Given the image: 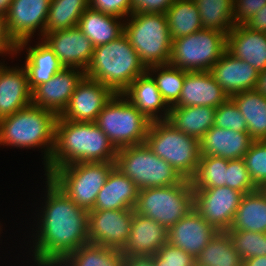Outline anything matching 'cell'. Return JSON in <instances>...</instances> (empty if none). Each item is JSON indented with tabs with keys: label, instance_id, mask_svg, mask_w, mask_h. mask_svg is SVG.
<instances>
[{
	"label": "cell",
	"instance_id": "6da1fadb",
	"mask_svg": "<svg viewBox=\"0 0 266 266\" xmlns=\"http://www.w3.org/2000/svg\"><path fill=\"white\" fill-rule=\"evenodd\" d=\"M46 178V203L33 245V259L38 266H57L69 254L89 243V211L77 206Z\"/></svg>",
	"mask_w": 266,
	"mask_h": 266
},
{
	"label": "cell",
	"instance_id": "7a4b0ae2",
	"mask_svg": "<svg viewBox=\"0 0 266 266\" xmlns=\"http://www.w3.org/2000/svg\"><path fill=\"white\" fill-rule=\"evenodd\" d=\"M117 151L95 122H74L58 116L54 148L45 165V175L76 162H115Z\"/></svg>",
	"mask_w": 266,
	"mask_h": 266
},
{
	"label": "cell",
	"instance_id": "3957f363",
	"mask_svg": "<svg viewBox=\"0 0 266 266\" xmlns=\"http://www.w3.org/2000/svg\"><path fill=\"white\" fill-rule=\"evenodd\" d=\"M146 72V66L123 33L117 39L94 48L85 76L109 87L115 94H122Z\"/></svg>",
	"mask_w": 266,
	"mask_h": 266
},
{
	"label": "cell",
	"instance_id": "277c9868",
	"mask_svg": "<svg viewBox=\"0 0 266 266\" xmlns=\"http://www.w3.org/2000/svg\"><path fill=\"white\" fill-rule=\"evenodd\" d=\"M57 119L56 113L31 104L0 120V145L17 148L46 147V165L54 148Z\"/></svg>",
	"mask_w": 266,
	"mask_h": 266
},
{
	"label": "cell",
	"instance_id": "5b68a950",
	"mask_svg": "<svg viewBox=\"0 0 266 266\" xmlns=\"http://www.w3.org/2000/svg\"><path fill=\"white\" fill-rule=\"evenodd\" d=\"M145 143L184 179L193 178L201 157L197 138L177 130L167 120H159L151 122Z\"/></svg>",
	"mask_w": 266,
	"mask_h": 266
},
{
	"label": "cell",
	"instance_id": "8992f818",
	"mask_svg": "<svg viewBox=\"0 0 266 266\" xmlns=\"http://www.w3.org/2000/svg\"><path fill=\"white\" fill-rule=\"evenodd\" d=\"M129 17L124 34L146 68L169 64L172 39L165 14L133 13Z\"/></svg>",
	"mask_w": 266,
	"mask_h": 266
},
{
	"label": "cell",
	"instance_id": "52a82bcc",
	"mask_svg": "<svg viewBox=\"0 0 266 266\" xmlns=\"http://www.w3.org/2000/svg\"><path fill=\"white\" fill-rule=\"evenodd\" d=\"M115 162H76L53 169L47 177L77 206L92 210Z\"/></svg>",
	"mask_w": 266,
	"mask_h": 266
},
{
	"label": "cell",
	"instance_id": "ba28073f",
	"mask_svg": "<svg viewBox=\"0 0 266 266\" xmlns=\"http://www.w3.org/2000/svg\"><path fill=\"white\" fill-rule=\"evenodd\" d=\"M95 123L118 150L144 144L151 121L122 94H115Z\"/></svg>",
	"mask_w": 266,
	"mask_h": 266
},
{
	"label": "cell",
	"instance_id": "9c48e42d",
	"mask_svg": "<svg viewBox=\"0 0 266 266\" xmlns=\"http://www.w3.org/2000/svg\"><path fill=\"white\" fill-rule=\"evenodd\" d=\"M194 189L190 180L180 184L139 190L134 212L169 230L193 209Z\"/></svg>",
	"mask_w": 266,
	"mask_h": 266
},
{
	"label": "cell",
	"instance_id": "30bf717a",
	"mask_svg": "<svg viewBox=\"0 0 266 266\" xmlns=\"http://www.w3.org/2000/svg\"><path fill=\"white\" fill-rule=\"evenodd\" d=\"M115 167L134 181L138 189L180 184L184 178L146 143L120 148Z\"/></svg>",
	"mask_w": 266,
	"mask_h": 266
},
{
	"label": "cell",
	"instance_id": "8fae6325",
	"mask_svg": "<svg viewBox=\"0 0 266 266\" xmlns=\"http://www.w3.org/2000/svg\"><path fill=\"white\" fill-rule=\"evenodd\" d=\"M227 34L203 28L172 40L169 64L188 72L209 71L226 51Z\"/></svg>",
	"mask_w": 266,
	"mask_h": 266
},
{
	"label": "cell",
	"instance_id": "7c38bea8",
	"mask_svg": "<svg viewBox=\"0 0 266 266\" xmlns=\"http://www.w3.org/2000/svg\"><path fill=\"white\" fill-rule=\"evenodd\" d=\"M193 189V209L217 231H227L243 194L226 185Z\"/></svg>",
	"mask_w": 266,
	"mask_h": 266
},
{
	"label": "cell",
	"instance_id": "4fadbf2b",
	"mask_svg": "<svg viewBox=\"0 0 266 266\" xmlns=\"http://www.w3.org/2000/svg\"><path fill=\"white\" fill-rule=\"evenodd\" d=\"M51 0H13L5 15L7 31L17 44L15 54L20 53L30 42L31 37L40 29L41 36L48 18Z\"/></svg>",
	"mask_w": 266,
	"mask_h": 266
},
{
	"label": "cell",
	"instance_id": "5bb4252c",
	"mask_svg": "<svg viewBox=\"0 0 266 266\" xmlns=\"http://www.w3.org/2000/svg\"><path fill=\"white\" fill-rule=\"evenodd\" d=\"M134 209L89 210V243L122 251L131 230Z\"/></svg>",
	"mask_w": 266,
	"mask_h": 266
},
{
	"label": "cell",
	"instance_id": "9a60e30c",
	"mask_svg": "<svg viewBox=\"0 0 266 266\" xmlns=\"http://www.w3.org/2000/svg\"><path fill=\"white\" fill-rule=\"evenodd\" d=\"M114 95L109 87L84 76L60 117L74 122H95L98 114Z\"/></svg>",
	"mask_w": 266,
	"mask_h": 266
},
{
	"label": "cell",
	"instance_id": "2e32d148",
	"mask_svg": "<svg viewBox=\"0 0 266 266\" xmlns=\"http://www.w3.org/2000/svg\"><path fill=\"white\" fill-rule=\"evenodd\" d=\"M43 37L41 39L65 68H78L85 72L95 47L78 27L55 31Z\"/></svg>",
	"mask_w": 266,
	"mask_h": 266
},
{
	"label": "cell",
	"instance_id": "e0dca14e",
	"mask_svg": "<svg viewBox=\"0 0 266 266\" xmlns=\"http://www.w3.org/2000/svg\"><path fill=\"white\" fill-rule=\"evenodd\" d=\"M78 68H63L48 82L32 91V105L50 110L58 116L66 109L76 86L85 76Z\"/></svg>",
	"mask_w": 266,
	"mask_h": 266
},
{
	"label": "cell",
	"instance_id": "ac0fdd59",
	"mask_svg": "<svg viewBox=\"0 0 266 266\" xmlns=\"http://www.w3.org/2000/svg\"><path fill=\"white\" fill-rule=\"evenodd\" d=\"M217 84L231 97L242 91L254 90L259 72L227 50L209 70Z\"/></svg>",
	"mask_w": 266,
	"mask_h": 266
},
{
	"label": "cell",
	"instance_id": "d6986e66",
	"mask_svg": "<svg viewBox=\"0 0 266 266\" xmlns=\"http://www.w3.org/2000/svg\"><path fill=\"white\" fill-rule=\"evenodd\" d=\"M217 232L192 209L168 230V242L196 258Z\"/></svg>",
	"mask_w": 266,
	"mask_h": 266
},
{
	"label": "cell",
	"instance_id": "ffe728a7",
	"mask_svg": "<svg viewBox=\"0 0 266 266\" xmlns=\"http://www.w3.org/2000/svg\"><path fill=\"white\" fill-rule=\"evenodd\" d=\"M167 242L168 230L163 225L134 212L129 237L121 252L124 257L152 256Z\"/></svg>",
	"mask_w": 266,
	"mask_h": 266
},
{
	"label": "cell",
	"instance_id": "44dd1931",
	"mask_svg": "<svg viewBox=\"0 0 266 266\" xmlns=\"http://www.w3.org/2000/svg\"><path fill=\"white\" fill-rule=\"evenodd\" d=\"M229 96L209 71L187 72L179 101L172 107L211 106L217 108Z\"/></svg>",
	"mask_w": 266,
	"mask_h": 266
},
{
	"label": "cell",
	"instance_id": "7402d4cb",
	"mask_svg": "<svg viewBox=\"0 0 266 266\" xmlns=\"http://www.w3.org/2000/svg\"><path fill=\"white\" fill-rule=\"evenodd\" d=\"M32 104V91L29 87L24 67L10 68L0 64V120Z\"/></svg>",
	"mask_w": 266,
	"mask_h": 266
},
{
	"label": "cell",
	"instance_id": "603a6c76",
	"mask_svg": "<svg viewBox=\"0 0 266 266\" xmlns=\"http://www.w3.org/2000/svg\"><path fill=\"white\" fill-rule=\"evenodd\" d=\"M226 50L258 72L266 69V33L235 25L227 34Z\"/></svg>",
	"mask_w": 266,
	"mask_h": 266
},
{
	"label": "cell",
	"instance_id": "cb8c5ba5",
	"mask_svg": "<svg viewBox=\"0 0 266 266\" xmlns=\"http://www.w3.org/2000/svg\"><path fill=\"white\" fill-rule=\"evenodd\" d=\"M253 141L248 132L212 126L199 140L200 154L201 156H217L228 160L240 159L247 153Z\"/></svg>",
	"mask_w": 266,
	"mask_h": 266
},
{
	"label": "cell",
	"instance_id": "d4e9b609",
	"mask_svg": "<svg viewBox=\"0 0 266 266\" xmlns=\"http://www.w3.org/2000/svg\"><path fill=\"white\" fill-rule=\"evenodd\" d=\"M138 193L134 181L114 167L99 191L92 210L134 209Z\"/></svg>",
	"mask_w": 266,
	"mask_h": 266
},
{
	"label": "cell",
	"instance_id": "484cf974",
	"mask_svg": "<svg viewBox=\"0 0 266 266\" xmlns=\"http://www.w3.org/2000/svg\"><path fill=\"white\" fill-rule=\"evenodd\" d=\"M122 95L151 122L167 120L170 107L163 100L155 81L147 72L137 77ZM160 110L164 111V116L158 115V112L161 113Z\"/></svg>",
	"mask_w": 266,
	"mask_h": 266
},
{
	"label": "cell",
	"instance_id": "4316f807",
	"mask_svg": "<svg viewBox=\"0 0 266 266\" xmlns=\"http://www.w3.org/2000/svg\"><path fill=\"white\" fill-rule=\"evenodd\" d=\"M266 233V189L244 194L227 231Z\"/></svg>",
	"mask_w": 266,
	"mask_h": 266
},
{
	"label": "cell",
	"instance_id": "83f0119b",
	"mask_svg": "<svg viewBox=\"0 0 266 266\" xmlns=\"http://www.w3.org/2000/svg\"><path fill=\"white\" fill-rule=\"evenodd\" d=\"M216 108L211 106L170 107L167 121L177 130L200 140L214 126Z\"/></svg>",
	"mask_w": 266,
	"mask_h": 266
},
{
	"label": "cell",
	"instance_id": "f1b7e54d",
	"mask_svg": "<svg viewBox=\"0 0 266 266\" xmlns=\"http://www.w3.org/2000/svg\"><path fill=\"white\" fill-rule=\"evenodd\" d=\"M28 77L30 90L48 82L64 66L55 53L42 40L34 47L27 48V57L23 66Z\"/></svg>",
	"mask_w": 266,
	"mask_h": 266
},
{
	"label": "cell",
	"instance_id": "f546056e",
	"mask_svg": "<svg viewBox=\"0 0 266 266\" xmlns=\"http://www.w3.org/2000/svg\"><path fill=\"white\" fill-rule=\"evenodd\" d=\"M120 19L88 8L80 17L77 27L94 47H97L117 39L124 33V23H121Z\"/></svg>",
	"mask_w": 266,
	"mask_h": 266
},
{
	"label": "cell",
	"instance_id": "4dcf8cb0",
	"mask_svg": "<svg viewBox=\"0 0 266 266\" xmlns=\"http://www.w3.org/2000/svg\"><path fill=\"white\" fill-rule=\"evenodd\" d=\"M247 122V132L254 141L266 140V96L254 90L230 97Z\"/></svg>",
	"mask_w": 266,
	"mask_h": 266
},
{
	"label": "cell",
	"instance_id": "1f68e13d",
	"mask_svg": "<svg viewBox=\"0 0 266 266\" xmlns=\"http://www.w3.org/2000/svg\"><path fill=\"white\" fill-rule=\"evenodd\" d=\"M165 16L172 40L203 29L201 16L194 0H175Z\"/></svg>",
	"mask_w": 266,
	"mask_h": 266
},
{
	"label": "cell",
	"instance_id": "d6a6232c",
	"mask_svg": "<svg viewBox=\"0 0 266 266\" xmlns=\"http://www.w3.org/2000/svg\"><path fill=\"white\" fill-rule=\"evenodd\" d=\"M195 260L196 266H243L226 231H218Z\"/></svg>",
	"mask_w": 266,
	"mask_h": 266
},
{
	"label": "cell",
	"instance_id": "836d02e7",
	"mask_svg": "<svg viewBox=\"0 0 266 266\" xmlns=\"http://www.w3.org/2000/svg\"><path fill=\"white\" fill-rule=\"evenodd\" d=\"M89 0H51L44 35L78 26Z\"/></svg>",
	"mask_w": 266,
	"mask_h": 266
},
{
	"label": "cell",
	"instance_id": "e575fe53",
	"mask_svg": "<svg viewBox=\"0 0 266 266\" xmlns=\"http://www.w3.org/2000/svg\"><path fill=\"white\" fill-rule=\"evenodd\" d=\"M121 251L94 244H86L69 254L57 266H123Z\"/></svg>",
	"mask_w": 266,
	"mask_h": 266
},
{
	"label": "cell",
	"instance_id": "d590c367",
	"mask_svg": "<svg viewBox=\"0 0 266 266\" xmlns=\"http://www.w3.org/2000/svg\"><path fill=\"white\" fill-rule=\"evenodd\" d=\"M199 10L202 27L228 34L235 26L233 0H194Z\"/></svg>",
	"mask_w": 266,
	"mask_h": 266
},
{
	"label": "cell",
	"instance_id": "8d00e7d4",
	"mask_svg": "<svg viewBox=\"0 0 266 266\" xmlns=\"http://www.w3.org/2000/svg\"><path fill=\"white\" fill-rule=\"evenodd\" d=\"M156 72L158 74H155ZM187 72L188 71L173 67L170 64L155 65L147 68V73L155 81L158 90L161 92L163 100L169 107L174 106L179 101L181 89ZM150 73H154L156 77Z\"/></svg>",
	"mask_w": 266,
	"mask_h": 266
},
{
	"label": "cell",
	"instance_id": "74e56055",
	"mask_svg": "<svg viewBox=\"0 0 266 266\" xmlns=\"http://www.w3.org/2000/svg\"><path fill=\"white\" fill-rule=\"evenodd\" d=\"M227 159L201 156L198 169L190 180L193 188H212L226 185Z\"/></svg>",
	"mask_w": 266,
	"mask_h": 266
},
{
	"label": "cell",
	"instance_id": "f35d334b",
	"mask_svg": "<svg viewBox=\"0 0 266 266\" xmlns=\"http://www.w3.org/2000/svg\"><path fill=\"white\" fill-rule=\"evenodd\" d=\"M232 245L242 260L251 257L266 256V233L251 231H226Z\"/></svg>",
	"mask_w": 266,
	"mask_h": 266
},
{
	"label": "cell",
	"instance_id": "ab89813d",
	"mask_svg": "<svg viewBox=\"0 0 266 266\" xmlns=\"http://www.w3.org/2000/svg\"><path fill=\"white\" fill-rule=\"evenodd\" d=\"M243 159L254 185L266 189V140L253 141Z\"/></svg>",
	"mask_w": 266,
	"mask_h": 266
},
{
	"label": "cell",
	"instance_id": "60d3db41",
	"mask_svg": "<svg viewBox=\"0 0 266 266\" xmlns=\"http://www.w3.org/2000/svg\"><path fill=\"white\" fill-rule=\"evenodd\" d=\"M226 186L241 192L243 195L258 189L249 176L243 158L227 159Z\"/></svg>",
	"mask_w": 266,
	"mask_h": 266
},
{
	"label": "cell",
	"instance_id": "b9f144b4",
	"mask_svg": "<svg viewBox=\"0 0 266 266\" xmlns=\"http://www.w3.org/2000/svg\"><path fill=\"white\" fill-rule=\"evenodd\" d=\"M214 126L247 132L246 119L230 97L216 108Z\"/></svg>",
	"mask_w": 266,
	"mask_h": 266
},
{
	"label": "cell",
	"instance_id": "7bdbcfd3",
	"mask_svg": "<svg viewBox=\"0 0 266 266\" xmlns=\"http://www.w3.org/2000/svg\"><path fill=\"white\" fill-rule=\"evenodd\" d=\"M155 266H195L196 260L179 247L167 242L154 255Z\"/></svg>",
	"mask_w": 266,
	"mask_h": 266
},
{
	"label": "cell",
	"instance_id": "ee69618b",
	"mask_svg": "<svg viewBox=\"0 0 266 266\" xmlns=\"http://www.w3.org/2000/svg\"><path fill=\"white\" fill-rule=\"evenodd\" d=\"M89 8L95 11L116 16L128 17L132 14L131 0H89Z\"/></svg>",
	"mask_w": 266,
	"mask_h": 266
},
{
	"label": "cell",
	"instance_id": "f6af8a7d",
	"mask_svg": "<svg viewBox=\"0 0 266 266\" xmlns=\"http://www.w3.org/2000/svg\"><path fill=\"white\" fill-rule=\"evenodd\" d=\"M235 25H243L248 22L259 9L266 5V0H233Z\"/></svg>",
	"mask_w": 266,
	"mask_h": 266
},
{
	"label": "cell",
	"instance_id": "bcb514c9",
	"mask_svg": "<svg viewBox=\"0 0 266 266\" xmlns=\"http://www.w3.org/2000/svg\"><path fill=\"white\" fill-rule=\"evenodd\" d=\"M175 0H131L133 13L165 14Z\"/></svg>",
	"mask_w": 266,
	"mask_h": 266
},
{
	"label": "cell",
	"instance_id": "7dc6e473",
	"mask_svg": "<svg viewBox=\"0 0 266 266\" xmlns=\"http://www.w3.org/2000/svg\"><path fill=\"white\" fill-rule=\"evenodd\" d=\"M17 44L11 39L7 27L5 16L0 14V54H15Z\"/></svg>",
	"mask_w": 266,
	"mask_h": 266
},
{
	"label": "cell",
	"instance_id": "c3c4849f",
	"mask_svg": "<svg viewBox=\"0 0 266 266\" xmlns=\"http://www.w3.org/2000/svg\"><path fill=\"white\" fill-rule=\"evenodd\" d=\"M245 25L251 30L266 33V5L259 9V12H256Z\"/></svg>",
	"mask_w": 266,
	"mask_h": 266
},
{
	"label": "cell",
	"instance_id": "681fc988",
	"mask_svg": "<svg viewBox=\"0 0 266 266\" xmlns=\"http://www.w3.org/2000/svg\"><path fill=\"white\" fill-rule=\"evenodd\" d=\"M123 266H155L154 255L124 257Z\"/></svg>",
	"mask_w": 266,
	"mask_h": 266
},
{
	"label": "cell",
	"instance_id": "f907efd6",
	"mask_svg": "<svg viewBox=\"0 0 266 266\" xmlns=\"http://www.w3.org/2000/svg\"><path fill=\"white\" fill-rule=\"evenodd\" d=\"M243 266H266V256L251 257L243 260Z\"/></svg>",
	"mask_w": 266,
	"mask_h": 266
},
{
	"label": "cell",
	"instance_id": "816d5d0a",
	"mask_svg": "<svg viewBox=\"0 0 266 266\" xmlns=\"http://www.w3.org/2000/svg\"><path fill=\"white\" fill-rule=\"evenodd\" d=\"M255 90L266 96V69L263 72H259Z\"/></svg>",
	"mask_w": 266,
	"mask_h": 266
},
{
	"label": "cell",
	"instance_id": "f5cc1de1",
	"mask_svg": "<svg viewBox=\"0 0 266 266\" xmlns=\"http://www.w3.org/2000/svg\"><path fill=\"white\" fill-rule=\"evenodd\" d=\"M13 0H0V14L5 16Z\"/></svg>",
	"mask_w": 266,
	"mask_h": 266
}]
</instances>
